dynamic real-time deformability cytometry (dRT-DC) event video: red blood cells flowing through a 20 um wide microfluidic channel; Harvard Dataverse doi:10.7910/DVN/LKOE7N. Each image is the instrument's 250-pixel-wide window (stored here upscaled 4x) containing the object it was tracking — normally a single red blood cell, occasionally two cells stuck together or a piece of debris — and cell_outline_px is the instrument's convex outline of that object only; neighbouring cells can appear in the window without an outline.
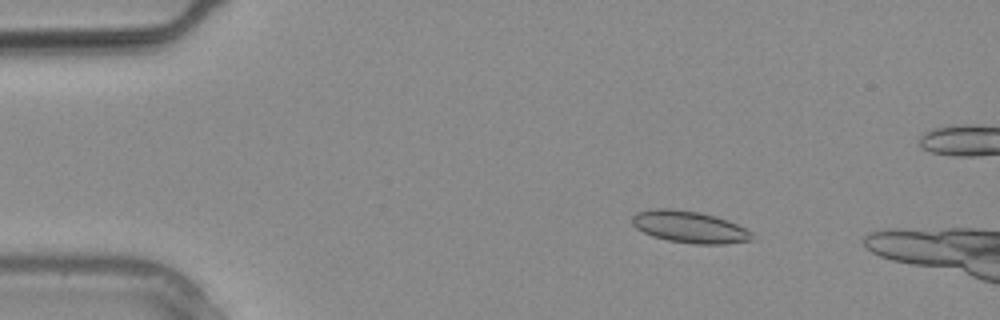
{"species": "common noctule bat (a hibernating species)", "species_latin": "Nyctalus noctula", "temperature_condition": "warm", "stored_images_in_passage": 2, "camera_frame_rate_fps": 3000, "um_per_image_px": 0.085, "animal": {"sex": "male", "body_mass_g": 20.4}, "frame": {"image": 1, "passage_image": 1, "time_ms": 0.0, "image_size_px": [1000, 320], "cell_outline_px": [[752, 240], [724, 244], [696, 244], [668, 240], [652, 236], [636, 228], [632, 224], [632, 216], [636, 212], [656, 208], [672, 208], [700, 212], [716, 216], [728, 220], [752, 232]], "centroid_in_image_um": [58.59, 19.28], "position_along_channel_um": 26.4, "area_um2": 22.25}}